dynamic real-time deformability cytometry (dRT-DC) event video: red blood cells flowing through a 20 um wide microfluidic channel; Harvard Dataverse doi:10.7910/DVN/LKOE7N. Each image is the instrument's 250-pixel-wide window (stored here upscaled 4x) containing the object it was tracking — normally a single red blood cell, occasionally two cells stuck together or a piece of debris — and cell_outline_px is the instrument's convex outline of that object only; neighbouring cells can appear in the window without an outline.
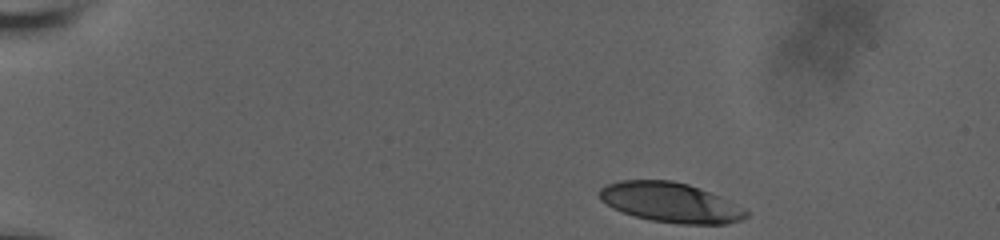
{"species": "human", "species_latin": "Homo sapiens", "temperature_condition": "room temperature", "stored_images_in_passage": 48, "camera_frame_rate_fps": 3000, "um_per_image_px": 0.085, "donor": {"sex": "male"}, "frame": {"image": 1, "passage_image": 1, "time_ms": 0.0, "image_size_px": [1000, 240], "cell_outline_px": [[748, 216], [740, 220], [724, 224], [680, 224], [652, 220], [636, 216], [612, 208], [600, 200], [596, 192], [600, 188], [608, 184], [620, 180], [672, 180], [688, 184], [720, 196], [728, 200], [748, 212]], "centroid_in_image_um": [56.94, 17.2], "position_along_channel_um": 28.1, "area_um2": 33.87}}
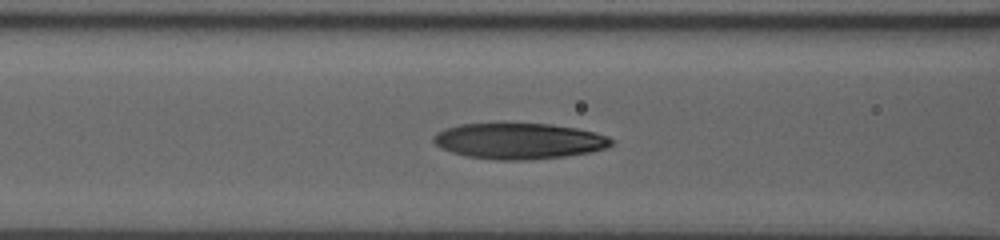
{"frame": {"image": 2, "passage_image": 23, "time_ms": 5.333, "image_size_px": [1000, 240], "cell_outline_px": [[612, 144], [608, 148], [592, 152], [564, 156], [532, 160], [496, 160], [464, 156], [440, 148], [432, 140], [432, 136], [436, 132], [460, 124], [548, 124], [576, 128], [608, 136], [612, 140]], "centroid_in_image_um": [44.1, 12.0], "position_along_channel_um": 122.5, "area_um2": 37.17}}
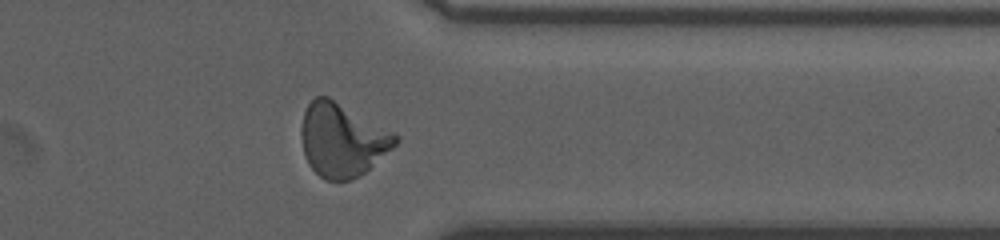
{"frame": {"image": 3, "passage_image": 43, "time_ms": 12.333, "image_size_px": [1000, 240], "cell_outline_px": [[400, 140], [392, 148], [364, 172], [348, 180], [324, 180], [308, 164], [304, 156], [300, 132], [300, 128], [304, 112], [308, 104], [316, 96], [328, 96], [396, 132], [400, 136]], "centroid_in_image_um": [29.08, 11.86], "position_along_channel_um": 382.3, "area_um2": 40.34}, "authors_computed_cell_mechanics": {"area_um2": 37.6278, "velocity_mm_per_s": 3.7653, "shape_relaxation_time_tau1_ms": null, "shape_relaxation_time_tau2_ms": 1.4158, "deformation_change_tau1": null, "deformation_change_tau2": 0.0835}}